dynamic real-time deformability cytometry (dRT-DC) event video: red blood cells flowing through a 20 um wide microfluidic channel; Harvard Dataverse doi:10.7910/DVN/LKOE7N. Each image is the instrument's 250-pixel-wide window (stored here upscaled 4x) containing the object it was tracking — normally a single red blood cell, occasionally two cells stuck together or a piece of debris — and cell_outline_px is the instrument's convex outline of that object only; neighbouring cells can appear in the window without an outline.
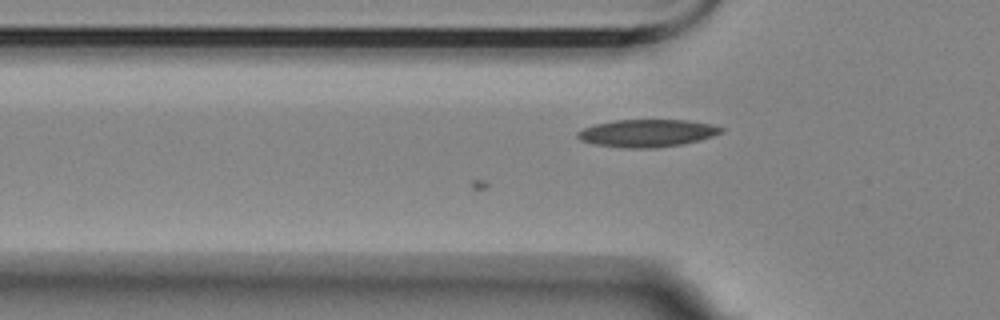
{"species": "Egyptian fruit bat (a non-hibernating species)", "species_latin": "Rousettus aegyptiacus", "temperature_condition": "room temperature", "stored_images_in_passage": 6, "camera_frame_rate_fps": 3000, "um_per_image_px": 0.085, "animal": {"sex": "female"}, "frame": {"image": 1, "passage_image": 6, "time_ms": 1.667, "image_size_px": [1000, 320], "cell_outline_px": [[724, 132], [700, 140], [680, 144], [656, 148], [624, 148], [592, 144], [580, 140], [576, 136], [576, 132], [584, 128], [596, 124], [616, 120], [688, 120], [712, 124], [724, 128]], "centroid_in_image_um": [55.0, 11.32], "position_along_channel_um": 70.8, "area_um2": 23.12}}